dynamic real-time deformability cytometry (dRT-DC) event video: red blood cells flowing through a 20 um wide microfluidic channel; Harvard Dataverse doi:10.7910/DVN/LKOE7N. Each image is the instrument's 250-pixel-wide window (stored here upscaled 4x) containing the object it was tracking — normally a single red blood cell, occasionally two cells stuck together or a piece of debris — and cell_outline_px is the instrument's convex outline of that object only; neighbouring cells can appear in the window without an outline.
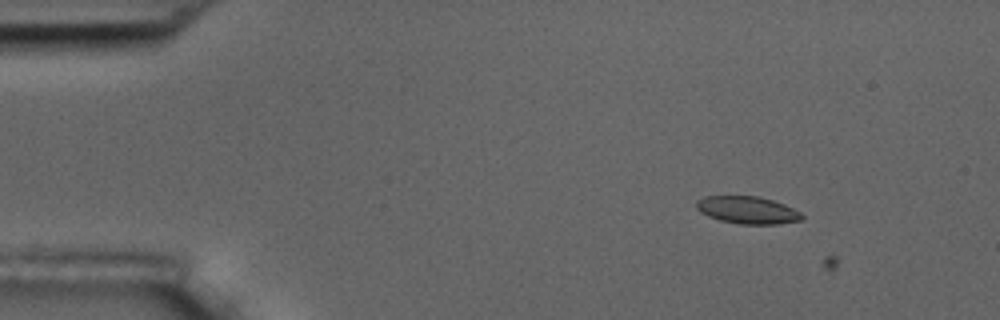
{"species": "common noctule bat (a hibernating species)", "species_latin": "Nyctalus noctula", "temperature_condition": "room temperature", "stored_images_in_passage": 4, "camera_frame_rate_fps": 3000, "um_per_image_px": 0.085, "animal": {"sex": "male", "body_mass_g": 17.5, "forearm_length_mm": 52.3}, "frame": {"image": 1, "passage_image": 3, "time_ms": 2.333, "image_size_px": [1000, 320], "cell_outline_px": [[804, 216], [800, 220], [776, 224], [740, 224], [720, 220], [708, 216], [700, 212], [696, 208], [696, 200], [704, 196], [760, 196], [784, 204], [800, 212]], "centroid_in_image_um": [63.5, 17.85], "position_along_channel_um": 21.5, "area_um2": 16.82}}